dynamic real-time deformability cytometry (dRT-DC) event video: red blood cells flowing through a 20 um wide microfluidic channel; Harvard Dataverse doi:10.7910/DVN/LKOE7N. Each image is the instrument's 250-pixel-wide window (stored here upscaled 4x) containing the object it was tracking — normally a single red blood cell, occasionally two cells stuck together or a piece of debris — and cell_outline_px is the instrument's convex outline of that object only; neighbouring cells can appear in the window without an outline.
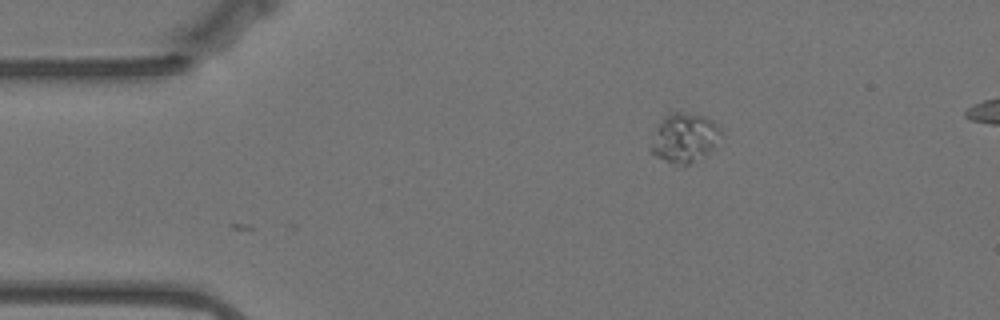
{"species": "Egyptian fruit bat (a non-hibernating species)", "species_latin": "Rousettus aegyptiacus", "temperature_condition": "warm", "stored_images_in_passage": 45, "camera_frame_rate_fps": 3000, "um_per_image_px": 0.085, "animal": {"sex": "female"}, "frame": {"image": 1, "passage_image": 1, "time_ms": 0.0, "image_size_px": [1000, 320], "cell_outline_px": [[724, 136], [708, 152], [688, 164], [680, 168], [676, 168], [656, 156], [652, 152], [652, 144], [660, 124], [664, 116], [672, 112], [680, 112], [704, 116], [712, 120], [720, 128]], "centroid_in_image_um": [58.22, 11.75], "position_along_channel_um": 26.8, "area_um2": 19.94}}
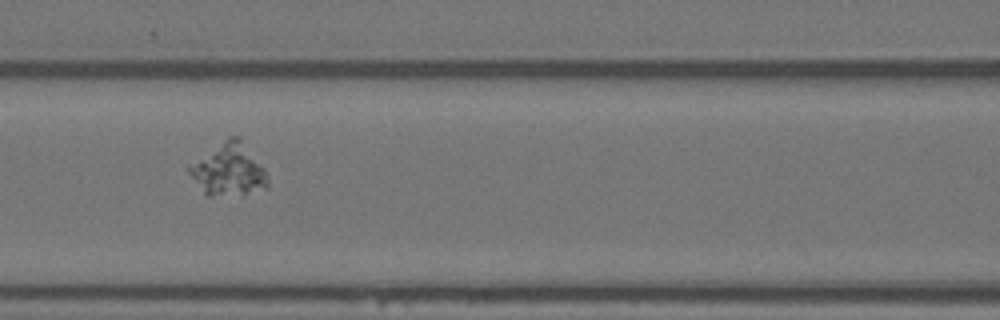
{"frame": {"image": 2, "passage_image": 16, "time_ms": 5.0, "image_size_px": [1000, 320], "cell_outline_px": [[268, 188], [244, 192], [208, 196], [204, 192], [188, 172], [188, 164], [228, 136], [240, 136], [264, 168], [268, 180]], "centroid_in_image_um": [19.42, 14.36], "position_along_channel_um": 147.2, "area_um2": 23.52}}
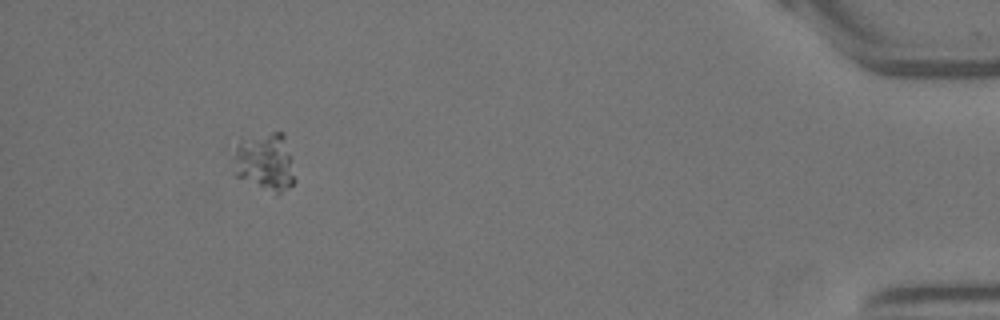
{"frame": {"image": 3, "passage_image": 45, "time_ms": 14.667, "image_size_px": [1000, 320], "cell_outline_px": [[296, 180], [288, 188], [276, 196], [236, 176], [232, 172], [236, 148], [240, 140], [272, 132], [284, 132]], "centroid_in_image_um": [22.53, 13.81], "position_along_channel_um": 412.7, "area_um2": 20.87}}